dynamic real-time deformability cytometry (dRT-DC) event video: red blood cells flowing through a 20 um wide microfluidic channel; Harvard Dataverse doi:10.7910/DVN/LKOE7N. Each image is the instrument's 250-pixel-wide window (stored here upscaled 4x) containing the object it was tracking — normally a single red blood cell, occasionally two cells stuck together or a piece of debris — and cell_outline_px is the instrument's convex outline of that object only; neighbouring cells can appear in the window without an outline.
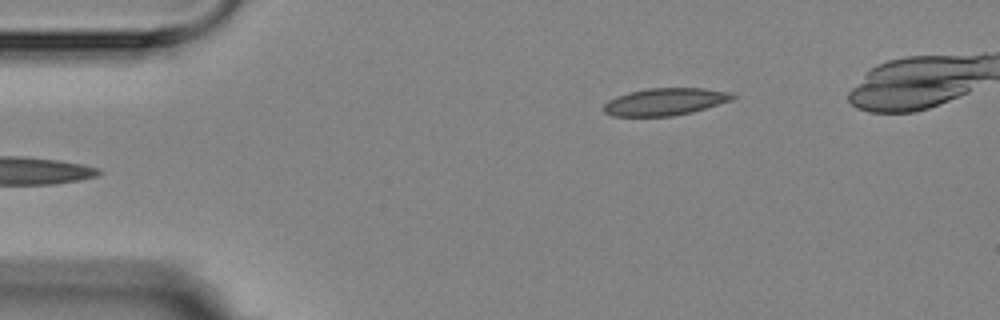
{"species": "Egyptian fruit bat (a non-hibernating species)", "species_latin": "Rousettus aegyptiacus", "temperature_condition": "room temperature", "stored_images_in_passage": 5, "camera_frame_rate_fps": 3000, "um_per_image_px": 0.085, "animal": {"sex": "female"}, "frame": {"image": 1, "passage_image": 5, "time_ms": 4.667, "image_size_px": [1000, 320], "cell_outline_px": [[736, 96], [732, 100], [692, 112], [672, 116], [612, 116], [604, 112], [604, 104], [608, 100], [616, 96], [628, 92], [648, 88], [704, 88], [732, 92]], "centroid_in_image_um": [56.53, 8.64], "position_along_channel_um": 28.5, "area_um2": 20.52}}